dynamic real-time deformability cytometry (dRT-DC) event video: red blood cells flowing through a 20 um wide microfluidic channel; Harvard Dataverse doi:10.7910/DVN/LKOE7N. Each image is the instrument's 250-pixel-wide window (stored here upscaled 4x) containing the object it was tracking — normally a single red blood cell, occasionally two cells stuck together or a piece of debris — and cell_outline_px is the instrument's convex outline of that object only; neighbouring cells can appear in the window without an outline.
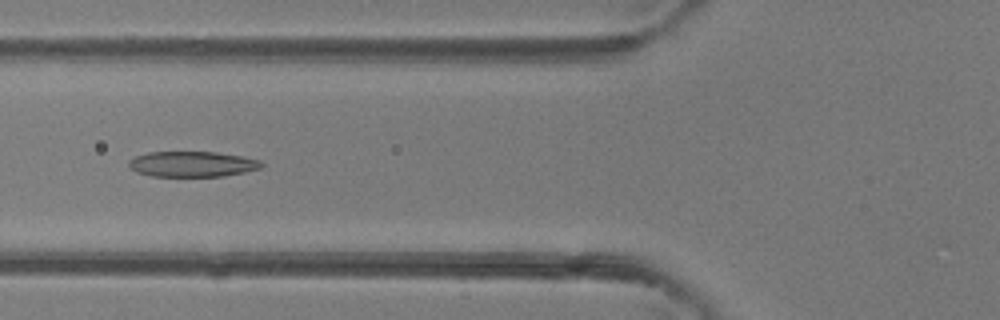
{"species": "common noctule bat (a hibernating species)", "species_latin": "Nyctalus noctula", "temperature_condition": "room temperature", "stored_images_in_passage": 5, "camera_frame_rate_fps": 3000, "um_per_image_px": 0.085, "animal": {"sex": "female"}, "frame": {"image": 1, "passage_image": 4, "time_ms": 4.333, "image_size_px": [1000, 320], "cell_outline_px": [[264, 164], [260, 168], [244, 172], [224, 176], [152, 176], [136, 172], [128, 168], [128, 160], [136, 156], [148, 152], [216, 152], [240, 156], [260, 160]], "centroid_in_image_um": [16.3, 13.95], "position_along_channel_um": 109.5, "area_um2": 19.71}}
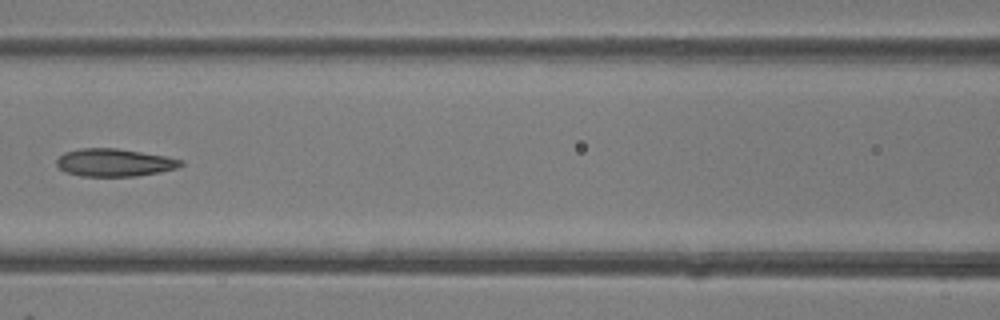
{"frame": {"image": 2, "passage_image": 5, "time_ms": 5.333, "image_size_px": [1000, 320], "cell_outline_px": [[184, 164], [176, 168], [160, 172], [136, 176], [80, 176], [68, 172], [60, 168], [56, 164], [56, 160], [64, 152], [80, 148], [116, 148], [168, 156], [184, 160]], "centroid_in_image_um": [9.75, 13.81], "position_along_channel_um": 156.8, "area_um2": 20.11}}